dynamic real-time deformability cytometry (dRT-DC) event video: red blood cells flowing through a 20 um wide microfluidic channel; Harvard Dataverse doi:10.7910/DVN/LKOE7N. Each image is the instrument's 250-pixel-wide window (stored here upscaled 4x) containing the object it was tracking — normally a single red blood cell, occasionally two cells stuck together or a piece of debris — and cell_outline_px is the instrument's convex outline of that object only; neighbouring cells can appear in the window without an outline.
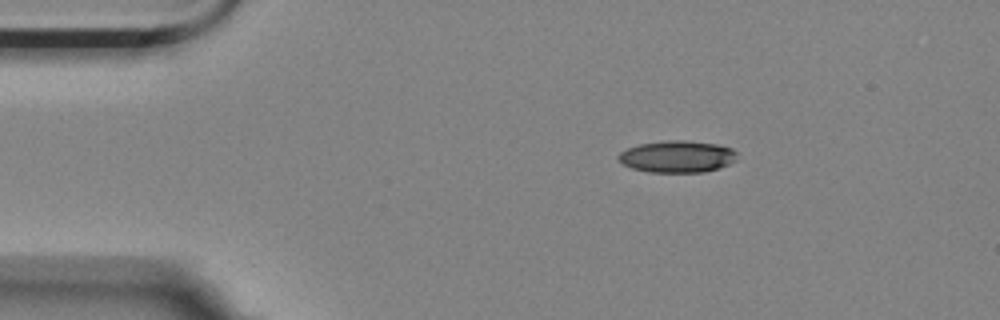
{"species": "Egyptian fruit bat (a non-hibernating species)", "species_latin": "Rousettus aegyptiacus", "temperature_condition": "room temperature", "stored_images_in_passage": 48, "camera_frame_rate_fps": 3000, "um_per_image_px": 0.085, "animal": {"sex": "female"}, "frame": {"image": 1, "passage_image": 1, "time_ms": 0.0, "image_size_px": [1000, 320], "cell_outline_px": [[736, 160], [720, 168], [704, 172], [648, 172], [632, 168], [624, 164], [616, 156], [620, 152], [628, 148], [640, 144], [668, 140], [684, 140], [720, 144], [732, 148], [736, 152]], "centroid_in_image_um": [57.59, 13.3], "position_along_channel_um": 27.4, "area_um2": 22.08}}
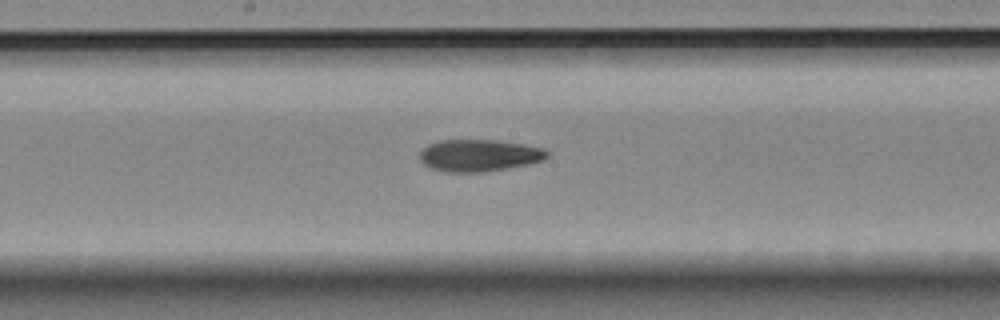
{"frame": {"image": 2, "passage_image": 21, "time_ms": 6.667, "image_size_px": [1000, 320], "cell_outline_px": [[548, 156], [544, 160], [528, 164], [484, 172], [444, 172], [432, 168], [424, 164], [420, 160], [420, 152], [428, 144], [440, 140], [496, 140], [524, 144], [544, 148], [548, 152]], "centroid_in_image_um": [40.73, 13.21], "position_along_channel_um": 207.5, "area_um2": 23.76}}
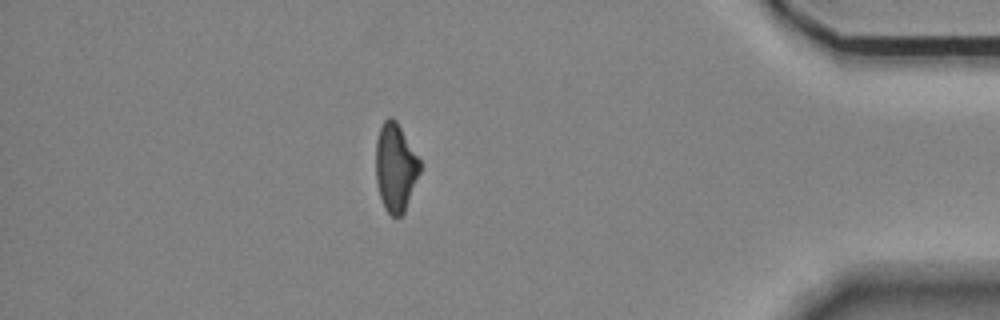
{"frame": {"image": 3, "passage_image": 41, "time_ms": 13.333, "image_size_px": [1000, 320], "cell_outline_px": [[420, 172], [404, 212], [400, 216], [392, 216], [384, 208], [380, 196], [376, 180], [376, 140], [380, 128], [384, 120], [388, 116], [392, 116], [396, 120], [420, 160]], "centroid_in_image_um": [33.6, 14.21], "position_along_channel_um": 401.6, "area_um2": 22.48}, "authors_computed_cell_mechanics": {"area_um2": 23.4668, "velocity_mm_per_s": 3.5203, "shape_relaxation_time_tau1_ms": null, "shape_relaxation_time_tau2_ms": 7.3908, "deformation_change_tau1": null, "deformation_change_tau2": 0.1818}}